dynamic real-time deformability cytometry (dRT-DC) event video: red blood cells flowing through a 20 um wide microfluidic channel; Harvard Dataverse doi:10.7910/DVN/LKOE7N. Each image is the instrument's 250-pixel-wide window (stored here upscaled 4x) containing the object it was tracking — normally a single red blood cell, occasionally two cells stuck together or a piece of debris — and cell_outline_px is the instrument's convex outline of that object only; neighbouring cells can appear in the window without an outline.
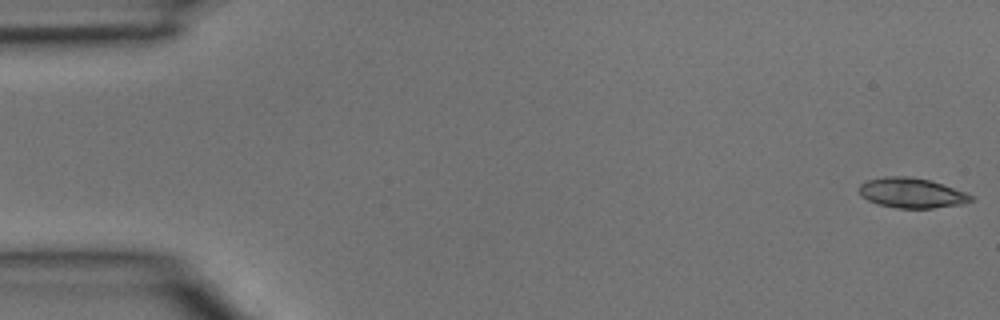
{"species": "common noctule bat (a hibernating species)", "species_latin": "Nyctalus noctula", "temperature_condition": "room temperature", "stored_images_in_passage": 4, "camera_frame_rate_fps": 3000, "um_per_image_px": 0.085, "animal": {"sex": "male", "body_mass_g": 15.6}, "frame": {"image": 1, "passage_image": 1, "time_ms": 0.0, "image_size_px": [1000, 320], "cell_outline_px": [[976, 200], [964, 204], [932, 208], [896, 208], [880, 204], [868, 200], [860, 196], [860, 184], [868, 180], [884, 176], [908, 176], [928, 180], [964, 192], [972, 196]], "centroid_in_image_um": [77.49, 16.41], "position_along_channel_um": 7.5, "area_um2": 19.36}}
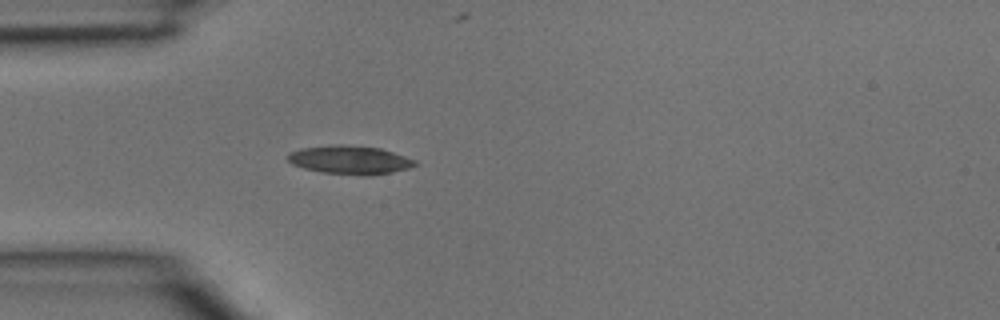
{"frame": {"image": 2, "passage_image": 4, "time_ms": 1.0, "image_size_px": [1000, 320], "cell_outline_px": [[420, 164], [408, 168], [392, 172], [372, 176], [364, 176], [320, 172], [304, 168], [292, 164], [288, 160], [288, 156], [292, 152], [300, 148], [332, 144], [340, 144], [380, 148], [416, 160]], "centroid_in_image_um": [29.76, 13.6], "position_along_channel_um": 55.2, "area_um2": 21.27}}